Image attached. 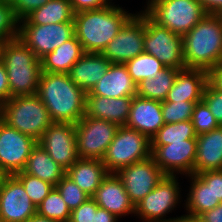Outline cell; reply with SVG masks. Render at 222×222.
<instances>
[{
    "mask_svg": "<svg viewBox=\"0 0 222 222\" xmlns=\"http://www.w3.org/2000/svg\"><path fill=\"white\" fill-rule=\"evenodd\" d=\"M209 81V72L203 69L185 68L178 71L172 88L163 102H200Z\"/></svg>",
    "mask_w": 222,
    "mask_h": 222,
    "instance_id": "20",
    "label": "cell"
},
{
    "mask_svg": "<svg viewBox=\"0 0 222 222\" xmlns=\"http://www.w3.org/2000/svg\"><path fill=\"white\" fill-rule=\"evenodd\" d=\"M145 12L135 13L101 54L111 63L125 64L144 52Z\"/></svg>",
    "mask_w": 222,
    "mask_h": 222,
    "instance_id": "11",
    "label": "cell"
},
{
    "mask_svg": "<svg viewBox=\"0 0 222 222\" xmlns=\"http://www.w3.org/2000/svg\"><path fill=\"white\" fill-rule=\"evenodd\" d=\"M113 0H69L75 13L85 10H97L113 5Z\"/></svg>",
    "mask_w": 222,
    "mask_h": 222,
    "instance_id": "42",
    "label": "cell"
},
{
    "mask_svg": "<svg viewBox=\"0 0 222 222\" xmlns=\"http://www.w3.org/2000/svg\"><path fill=\"white\" fill-rule=\"evenodd\" d=\"M209 81L222 91V63L214 67L209 72Z\"/></svg>",
    "mask_w": 222,
    "mask_h": 222,
    "instance_id": "47",
    "label": "cell"
},
{
    "mask_svg": "<svg viewBox=\"0 0 222 222\" xmlns=\"http://www.w3.org/2000/svg\"><path fill=\"white\" fill-rule=\"evenodd\" d=\"M23 171L54 187L66 175V170L56 163L38 143L32 148Z\"/></svg>",
    "mask_w": 222,
    "mask_h": 222,
    "instance_id": "29",
    "label": "cell"
},
{
    "mask_svg": "<svg viewBox=\"0 0 222 222\" xmlns=\"http://www.w3.org/2000/svg\"><path fill=\"white\" fill-rule=\"evenodd\" d=\"M55 188L59 191L70 211L76 209L90 196L66 175L57 183Z\"/></svg>",
    "mask_w": 222,
    "mask_h": 222,
    "instance_id": "37",
    "label": "cell"
},
{
    "mask_svg": "<svg viewBox=\"0 0 222 222\" xmlns=\"http://www.w3.org/2000/svg\"><path fill=\"white\" fill-rule=\"evenodd\" d=\"M186 68L210 72L222 63V20L217 14H206L183 36Z\"/></svg>",
    "mask_w": 222,
    "mask_h": 222,
    "instance_id": "3",
    "label": "cell"
},
{
    "mask_svg": "<svg viewBox=\"0 0 222 222\" xmlns=\"http://www.w3.org/2000/svg\"><path fill=\"white\" fill-rule=\"evenodd\" d=\"M191 120L178 123L164 124L163 127L152 137L151 146H163L172 142H184V140H196Z\"/></svg>",
    "mask_w": 222,
    "mask_h": 222,
    "instance_id": "31",
    "label": "cell"
},
{
    "mask_svg": "<svg viewBox=\"0 0 222 222\" xmlns=\"http://www.w3.org/2000/svg\"><path fill=\"white\" fill-rule=\"evenodd\" d=\"M75 12L69 0H46L27 8L20 17V24L45 25L74 22Z\"/></svg>",
    "mask_w": 222,
    "mask_h": 222,
    "instance_id": "23",
    "label": "cell"
},
{
    "mask_svg": "<svg viewBox=\"0 0 222 222\" xmlns=\"http://www.w3.org/2000/svg\"><path fill=\"white\" fill-rule=\"evenodd\" d=\"M37 143L64 170L79 159L73 123L53 122Z\"/></svg>",
    "mask_w": 222,
    "mask_h": 222,
    "instance_id": "14",
    "label": "cell"
},
{
    "mask_svg": "<svg viewBox=\"0 0 222 222\" xmlns=\"http://www.w3.org/2000/svg\"><path fill=\"white\" fill-rule=\"evenodd\" d=\"M118 218L106 209L98 207L96 212H93L92 222H118Z\"/></svg>",
    "mask_w": 222,
    "mask_h": 222,
    "instance_id": "45",
    "label": "cell"
},
{
    "mask_svg": "<svg viewBox=\"0 0 222 222\" xmlns=\"http://www.w3.org/2000/svg\"><path fill=\"white\" fill-rule=\"evenodd\" d=\"M150 156L151 140L139 131L121 126L101 161L108 173L116 174L121 169Z\"/></svg>",
    "mask_w": 222,
    "mask_h": 222,
    "instance_id": "7",
    "label": "cell"
},
{
    "mask_svg": "<svg viewBox=\"0 0 222 222\" xmlns=\"http://www.w3.org/2000/svg\"><path fill=\"white\" fill-rule=\"evenodd\" d=\"M37 214L22 183L13 175L5 176L0 186V222H26Z\"/></svg>",
    "mask_w": 222,
    "mask_h": 222,
    "instance_id": "17",
    "label": "cell"
},
{
    "mask_svg": "<svg viewBox=\"0 0 222 222\" xmlns=\"http://www.w3.org/2000/svg\"><path fill=\"white\" fill-rule=\"evenodd\" d=\"M112 63L101 53H85L70 69V79L86 93L90 92Z\"/></svg>",
    "mask_w": 222,
    "mask_h": 222,
    "instance_id": "24",
    "label": "cell"
},
{
    "mask_svg": "<svg viewBox=\"0 0 222 222\" xmlns=\"http://www.w3.org/2000/svg\"><path fill=\"white\" fill-rule=\"evenodd\" d=\"M132 99L133 97L86 96L85 115L109 121L118 127L125 126L129 118Z\"/></svg>",
    "mask_w": 222,
    "mask_h": 222,
    "instance_id": "22",
    "label": "cell"
},
{
    "mask_svg": "<svg viewBox=\"0 0 222 222\" xmlns=\"http://www.w3.org/2000/svg\"><path fill=\"white\" fill-rule=\"evenodd\" d=\"M0 119L37 142L53 123L37 94L11 97L0 106Z\"/></svg>",
    "mask_w": 222,
    "mask_h": 222,
    "instance_id": "5",
    "label": "cell"
},
{
    "mask_svg": "<svg viewBox=\"0 0 222 222\" xmlns=\"http://www.w3.org/2000/svg\"><path fill=\"white\" fill-rule=\"evenodd\" d=\"M187 176L191 179V186L185 203L187 214L183 216L184 222H193L199 215L213 209L221 202L215 200L210 184H205L196 174Z\"/></svg>",
    "mask_w": 222,
    "mask_h": 222,
    "instance_id": "28",
    "label": "cell"
},
{
    "mask_svg": "<svg viewBox=\"0 0 222 222\" xmlns=\"http://www.w3.org/2000/svg\"><path fill=\"white\" fill-rule=\"evenodd\" d=\"M194 174L222 170V126L196 137Z\"/></svg>",
    "mask_w": 222,
    "mask_h": 222,
    "instance_id": "25",
    "label": "cell"
},
{
    "mask_svg": "<svg viewBox=\"0 0 222 222\" xmlns=\"http://www.w3.org/2000/svg\"><path fill=\"white\" fill-rule=\"evenodd\" d=\"M202 100L209 107L210 112L218 124L222 126V91L208 81L203 92Z\"/></svg>",
    "mask_w": 222,
    "mask_h": 222,
    "instance_id": "39",
    "label": "cell"
},
{
    "mask_svg": "<svg viewBox=\"0 0 222 222\" xmlns=\"http://www.w3.org/2000/svg\"><path fill=\"white\" fill-rule=\"evenodd\" d=\"M26 222H59V221L45 218V217L39 216L38 214H35L30 219H28Z\"/></svg>",
    "mask_w": 222,
    "mask_h": 222,
    "instance_id": "49",
    "label": "cell"
},
{
    "mask_svg": "<svg viewBox=\"0 0 222 222\" xmlns=\"http://www.w3.org/2000/svg\"><path fill=\"white\" fill-rule=\"evenodd\" d=\"M205 184H210L215 200L222 202V170L196 174Z\"/></svg>",
    "mask_w": 222,
    "mask_h": 222,
    "instance_id": "41",
    "label": "cell"
},
{
    "mask_svg": "<svg viewBox=\"0 0 222 222\" xmlns=\"http://www.w3.org/2000/svg\"><path fill=\"white\" fill-rule=\"evenodd\" d=\"M108 175L100 160L78 159L66 170V176L75 182L82 191L92 197Z\"/></svg>",
    "mask_w": 222,
    "mask_h": 222,
    "instance_id": "26",
    "label": "cell"
},
{
    "mask_svg": "<svg viewBox=\"0 0 222 222\" xmlns=\"http://www.w3.org/2000/svg\"><path fill=\"white\" fill-rule=\"evenodd\" d=\"M181 69L165 67L154 78L145 79L137 85V96L145 99L165 101L175 77Z\"/></svg>",
    "mask_w": 222,
    "mask_h": 222,
    "instance_id": "30",
    "label": "cell"
},
{
    "mask_svg": "<svg viewBox=\"0 0 222 222\" xmlns=\"http://www.w3.org/2000/svg\"><path fill=\"white\" fill-rule=\"evenodd\" d=\"M92 198L99 207L111 212L117 218L134 214L135 206L115 173H108Z\"/></svg>",
    "mask_w": 222,
    "mask_h": 222,
    "instance_id": "18",
    "label": "cell"
},
{
    "mask_svg": "<svg viewBox=\"0 0 222 222\" xmlns=\"http://www.w3.org/2000/svg\"><path fill=\"white\" fill-rule=\"evenodd\" d=\"M6 175L2 172V170L0 169V186H1V183H2V180L3 178L5 177Z\"/></svg>",
    "mask_w": 222,
    "mask_h": 222,
    "instance_id": "50",
    "label": "cell"
},
{
    "mask_svg": "<svg viewBox=\"0 0 222 222\" xmlns=\"http://www.w3.org/2000/svg\"><path fill=\"white\" fill-rule=\"evenodd\" d=\"M116 174L122 181L134 206L152 191L165 176L152 156L135 162Z\"/></svg>",
    "mask_w": 222,
    "mask_h": 222,
    "instance_id": "15",
    "label": "cell"
},
{
    "mask_svg": "<svg viewBox=\"0 0 222 222\" xmlns=\"http://www.w3.org/2000/svg\"><path fill=\"white\" fill-rule=\"evenodd\" d=\"M85 54L82 44L74 35L53 52L40 59L42 72L66 73Z\"/></svg>",
    "mask_w": 222,
    "mask_h": 222,
    "instance_id": "27",
    "label": "cell"
},
{
    "mask_svg": "<svg viewBox=\"0 0 222 222\" xmlns=\"http://www.w3.org/2000/svg\"><path fill=\"white\" fill-rule=\"evenodd\" d=\"M20 17L17 3L0 0V46L8 40L19 37Z\"/></svg>",
    "mask_w": 222,
    "mask_h": 222,
    "instance_id": "33",
    "label": "cell"
},
{
    "mask_svg": "<svg viewBox=\"0 0 222 222\" xmlns=\"http://www.w3.org/2000/svg\"><path fill=\"white\" fill-rule=\"evenodd\" d=\"M5 66L0 59V106L9 100V85Z\"/></svg>",
    "mask_w": 222,
    "mask_h": 222,
    "instance_id": "44",
    "label": "cell"
},
{
    "mask_svg": "<svg viewBox=\"0 0 222 222\" xmlns=\"http://www.w3.org/2000/svg\"><path fill=\"white\" fill-rule=\"evenodd\" d=\"M86 96L135 97L137 96V85L133 82L125 64L112 63L108 71Z\"/></svg>",
    "mask_w": 222,
    "mask_h": 222,
    "instance_id": "21",
    "label": "cell"
},
{
    "mask_svg": "<svg viewBox=\"0 0 222 222\" xmlns=\"http://www.w3.org/2000/svg\"><path fill=\"white\" fill-rule=\"evenodd\" d=\"M145 8L155 23L181 36L207 14L199 0H148Z\"/></svg>",
    "mask_w": 222,
    "mask_h": 222,
    "instance_id": "6",
    "label": "cell"
},
{
    "mask_svg": "<svg viewBox=\"0 0 222 222\" xmlns=\"http://www.w3.org/2000/svg\"><path fill=\"white\" fill-rule=\"evenodd\" d=\"M165 175L156 187L135 205L134 215L142 222H184V216L166 219L181 199L178 178Z\"/></svg>",
    "mask_w": 222,
    "mask_h": 222,
    "instance_id": "8",
    "label": "cell"
},
{
    "mask_svg": "<svg viewBox=\"0 0 222 222\" xmlns=\"http://www.w3.org/2000/svg\"><path fill=\"white\" fill-rule=\"evenodd\" d=\"M36 94L53 122L76 124L85 116L87 93L69 74L42 72Z\"/></svg>",
    "mask_w": 222,
    "mask_h": 222,
    "instance_id": "1",
    "label": "cell"
},
{
    "mask_svg": "<svg viewBox=\"0 0 222 222\" xmlns=\"http://www.w3.org/2000/svg\"><path fill=\"white\" fill-rule=\"evenodd\" d=\"M191 122L197 136L220 126L203 100L195 104Z\"/></svg>",
    "mask_w": 222,
    "mask_h": 222,
    "instance_id": "38",
    "label": "cell"
},
{
    "mask_svg": "<svg viewBox=\"0 0 222 222\" xmlns=\"http://www.w3.org/2000/svg\"><path fill=\"white\" fill-rule=\"evenodd\" d=\"M217 15L222 20V9H221V11Z\"/></svg>",
    "mask_w": 222,
    "mask_h": 222,
    "instance_id": "51",
    "label": "cell"
},
{
    "mask_svg": "<svg viewBox=\"0 0 222 222\" xmlns=\"http://www.w3.org/2000/svg\"><path fill=\"white\" fill-rule=\"evenodd\" d=\"M98 207L94 199L90 197L76 209L71 211L69 222H92L93 212H96Z\"/></svg>",
    "mask_w": 222,
    "mask_h": 222,
    "instance_id": "40",
    "label": "cell"
},
{
    "mask_svg": "<svg viewBox=\"0 0 222 222\" xmlns=\"http://www.w3.org/2000/svg\"><path fill=\"white\" fill-rule=\"evenodd\" d=\"M118 126L86 115L75 124L77 152L80 159L102 160Z\"/></svg>",
    "mask_w": 222,
    "mask_h": 222,
    "instance_id": "10",
    "label": "cell"
},
{
    "mask_svg": "<svg viewBox=\"0 0 222 222\" xmlns=\"http://www.w3.org/2000/svg\"><path fill=\"white\" fill-rule=\"evenodd\" d=\"M144 52L165 67L185 69L183 36L159 26L145 13Z\"/></svg>",
    "mask_w": 222,
    "mask_h": 222,
    "instance_id": "9",
    "label": "cell"
},
{
    "mask_svg": "<svg viewBox=\"0 0 222 222\" xmlns=\"http://www.w3.org/2000/svg\"><path fill=\"white\" fill-rule=\"evenodd\" d=\"M75 35L74 22L20 24L19 37L40 60Z\"/></svg>",
    "mask_w": 222,
    "mask_h": 222,
    "instance_id": "13",
    "label": "cell"
},
{
    "mask_svg": "<svg viewBox=\"0 0 222 222\" xmlns=\"http://www.w3.org/2000/svg\"><path fill=\"white\" fill-rule=\"evenodd\" d=\"M133 15L114 3L97 10L77 12L73 20L75 36L85 53H101Z\"/></svg>",
    "mask_w": 222,
    "mask_h": 222,
    "instance_id": "2",
    "label": "cell"
},
{
    "mask_svg": "<svg viewBox=\"0 0 222 222\" xmlns=\"http://www.w3.org/2000/svg\"><path fill=\"white\" fill-rule=\"evenodd\" d=\"M37 141L0 119V169L6 176L22 172Z\"/></svg>",
    "mask_w": 222,
    "mask_h": 222,
    "instance_id": "12",
    "label": "cell"
},
{
    "mask_svg": "<svg viewBox=\"0 0 222 222\" xmlns=\"http://www.w3.org/2000/svg\"><path fill=\"white\" fill-rule=\"evenodd\" d=\"M193 222H222V202L213 209L199 215Z\"/></svg>",
    "mask_w": 222,
    "mask_h": 222,
    "instance_id": "43",
    "label": "cell"
},
{
    "mask_svg": "<svg viewBox=\"0 0 222 222\" xmlns=\"http://www.w3.org/2000/svg\"><path fill=\"white\" fill-rule=\"evenodd\" d=\"M45 1L46 0H20L17 3V6H18L20 14H22L27 8L33 5L39 4V3H43Z\"/></svg>",
    "mask_w": 222,
    "mask_h": 222,
    "instance_id": "48",
    "label": "cell"
},
{
    "mask_svg": "<svg viewBox=\"0 0 222 222\" xmlns=\"http://www.w3.org/2000/svg\"><path fill=\"white\" fill-rule=\"evenodd\" d=\"M37 214L59 222H69L71 211L59 191L53 187L44 200L37 206Z\"/></svg>",
    "mask_w": 222,
    "mask_h": 222,
    "instance_id": "34",
    "label": "cell"
},
{
    "mask_svg": "<svg viewBox=\"0 0 222 222\" xmlns=\"http://www.w3.org/2000/svg\"><path fill=\"white\" fill-rule=\"evenodd\" d=\"M0 59L8 77L9 99L37 93L42 73L41 61L20 37L8 40L0 46Z\"/></svg>",
    "mask_w": 222,
    "mask_h": 222,
    "instance_id": "4",
    "label": "cell"
},
{
    "mask_svg": "<svg viewBox=\"0 0 222 222\" xmlns=\"http://www.w3.org/2000/svg\"><path fill=\"white\" fill-rule=\"evenodd\" d=\"M207 14H218L222 9V0H199Z\"/></svg>",
    "mask_w": 222,
    "mask_h": 222,
    "instance_id": "46",
    "label": "cell"
},
{
    "mask_svg": "<svg viewBox=\"0 0 222 222\" xmlns=\"http://www.w3.org/2000/svg\"><path fill=\"white\" fill-rule=\"evenodd\" d=\"M23 185L31 201L38 206L54 187L50 183L26 174L24 171L14 175Z\"/></svg>",
    "mask_w": 222,
    "mask_h": 222,
    "instance_id": "35",
    "label": "cell"
},
{
    "mask_svg": "<svg viewBox=\"0 0 222 222\" xmlns=\"http://www.w3.org/2000/svg\"><path fill=\"white\" fill-rule=\"evenodd\" d=\"M164 124L160 101L133 97L126 127L139 131L151 140Z\"/></svg>",
    "mask_w": 222,
    "mask_h": 222,
    "instance_id": "19",
    "label": "cell"
},
{
    "mask_svg": "<svg viewBox=\"0 0 222 222\" xmlns=\"http://www.w3.org/2000/svg\"><path fill=\"white\" fill-rule=\"evenodd\" d=\"M10 1H13L15 3H18L20 0H10Z\"/></svg>",
    "mask_w": 222,
    "mask_h": 222,
    "instance_id": "52",
    "label": "cell"
},
{
    "mask_svg": "<svg viewBox=\"0 0 222 222\" xmlns=\"http://www.w3.org/2000/svg\"><path fill=\"white\" fill-rule=\"evenodd\" d=\"M196 103L188 101L161 102L164 123L170 124L191 120Z\"/></svg>",
    "mask_w": 222,
    "mask_h": 222,
    "instance_id": "36",
    "label": "cell"
},
{
    "mask_svg": "<svg viewBox=\"0 0 222 222\" xmlns=\"http://www.w3.org/2000/svg\"><path fill=\"white\" fill-rule=\"evenodd\" d=\"M197 140L172 142L169 145L151 146V156L165 175L194 174Z\"/></svg>",
    "mask_w": 222,
    "mask_h": 222,
    "instance_id": "16",
    "label": "cell"
},
{
    "mask_svg": "<svg viewBox=\"0 0 222 222\" xmlns=\"http://www.w3.org/2000/svg\"><path fill=\"white\" fill-rule=\"evenodd\" d=\"M125 65L136 85L145 79L154 78L157 72H160L165 68V65L156 57L146 52L129 60Z\"/></svg>",
    "mask_w": 222,
    "mask_h": 222,
    "instance_id": "32",
    "label": "cell"
}]
</instances>
